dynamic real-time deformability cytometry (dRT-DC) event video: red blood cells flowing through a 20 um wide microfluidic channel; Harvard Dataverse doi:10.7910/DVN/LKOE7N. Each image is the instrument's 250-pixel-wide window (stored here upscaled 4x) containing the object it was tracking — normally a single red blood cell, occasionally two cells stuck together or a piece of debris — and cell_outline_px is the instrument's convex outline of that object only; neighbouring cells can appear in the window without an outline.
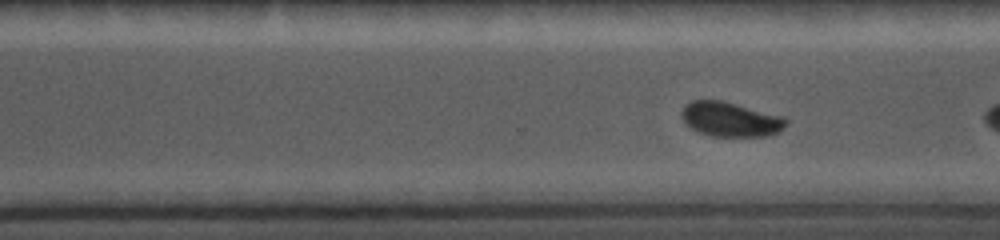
{"species": "common noctule bat (a hibernating species)", "species_latin": "Nyctalus noctula", "temperature_condition": "cold", "stored_images_in_passage": 38, "camera_frame_rate_fps": 5000, "um_per_image_px": 0.085, "animal": {"sex": "female", "body_mass_g": 19.0, "forearm_length_mm": 56.7}, "frame": {"image": 1, "passage_image": 22, "time_ms": 4.2, "image_size_px": [1000, 240], "cell_outline_px": [[788, 124], [784, 128], [768, 136], [712, 136], [700, 132], [692, 128], [680, 116], [680, 112], [684, 104], [692, 100], [720, 100], [784, 116], [788, 120]], "centroid_in_image_um": [62.09, 10.13], "position_along_channel_um": 308.5, "area_um2": 21.04}}
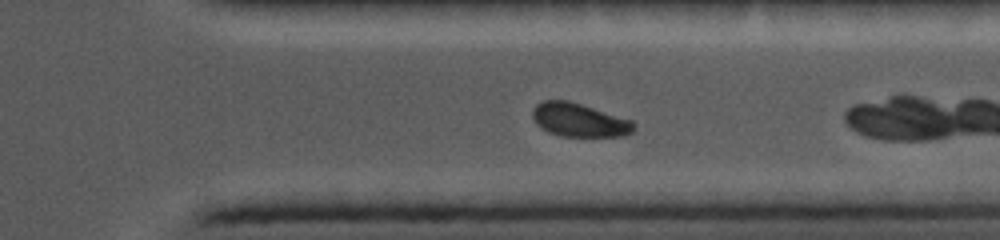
{"frame": {"image": 2, "passage_image": 27, "time_ms": 5.2, "image_size_px": [1000, 240], "cell_outline_px": [[636, 128], [632, 132], [624, 136], [560, 136], [548, 132], [540, 128], [536, 124], [532, 116], [532, 108], [536, 104], [544, 100], [568, 100], [632, 120], [636, 124]], "centroid_in_image_um": [49.22, 10.2], "position_along_channel_um": 362.2, "area_um2": 19.94}}